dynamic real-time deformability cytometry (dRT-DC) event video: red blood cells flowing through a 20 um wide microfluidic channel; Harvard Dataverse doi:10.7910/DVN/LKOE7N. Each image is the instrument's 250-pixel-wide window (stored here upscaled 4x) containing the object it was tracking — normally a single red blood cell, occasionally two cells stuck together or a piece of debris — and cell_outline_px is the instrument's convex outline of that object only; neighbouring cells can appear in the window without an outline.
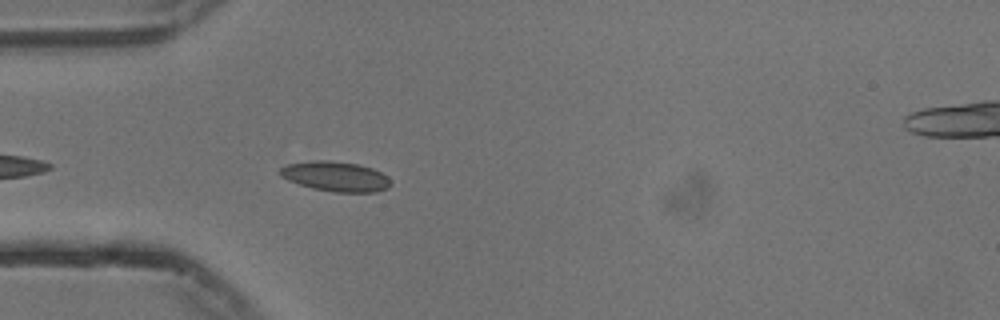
{"species": "common noctule bat (a hibernating species)", "species_latin": "Nyctalus noctula", "temperature_condition": "cold", "stored_images_in_passage": 25, "camera_frame_rate_fps": 3000, "um_per_image_px": 0.085, "animal": {"sex": "male", "body_mass_g": 13.3}, "frame": {"image": 1, "passage_image": 4, "time_ms": 1.0, "image_size_px": [1000, 320], "cell_outline_px": [[392, 184], [388, 188], [376, 192], [332, 192], [312, 188], [288, 180], [280, 176], [276, 172], [280, 168], [288, 164], [312, 160], [328, 160], [356, 164], [372, 168], [388, 176]], "centroid_in_image_um": [28.52, 15.0], "position_along_channel_um": 56.5, "area_um2": 19.42}}
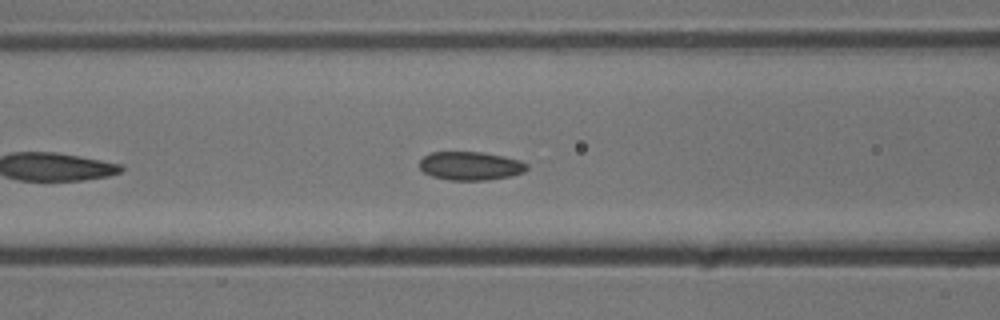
{"frame": {"image": 2, "passage_image": 10, "time_ms": 3.0, "image_size_px": [1000, 320], "cell_outline_px": [[528, 168], [524, 172], [512, 176], [488, 180], [448, 180], [432, 176], [424, 172], [420, 168], [420, 160], [424, 156], [432, 152], [484, 152], [504, 156], [520, 160], [528, 164]], "centroid_in_image_um": [40.02, 14.1], "position_along_channel_um": 126.6, "area_um2": 17.98}}
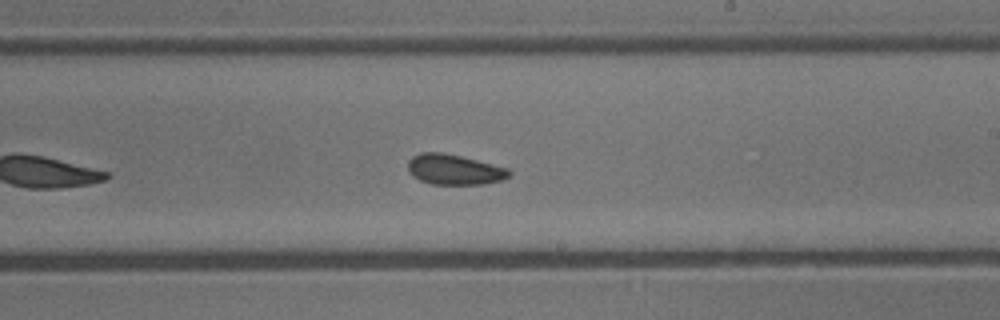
{"frame": {"image": 3, "passage_image": 20, "time_ms": 6.333, "image_size_px": [1000, 320], "cell_outline_px": [[512, 172], [504, 180], [484, 184], [432, 184], [420, 180], [412, 176], [408, 172], [408, 160], [412, 156], [420, 152], [444, 152], [508, 168]], "centroid_in_image_um": [38.59, 14.41], "position_along_channel_um": 250.4, "area_um2": 17.98}}